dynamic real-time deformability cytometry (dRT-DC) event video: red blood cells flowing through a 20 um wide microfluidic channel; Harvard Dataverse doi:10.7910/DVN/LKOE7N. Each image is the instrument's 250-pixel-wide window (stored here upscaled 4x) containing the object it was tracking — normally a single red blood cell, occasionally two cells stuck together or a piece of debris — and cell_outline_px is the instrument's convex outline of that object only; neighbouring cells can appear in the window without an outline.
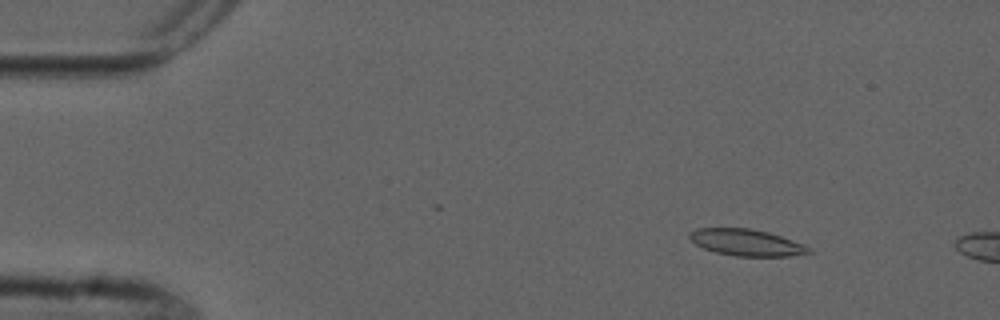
{"species": "common noctule bat (a hibernating species)", "species_latin": "Nyctalus noctula", "temperature_condition": "cold", "stored_images_in_passage": 4, "camera_frame_rate_fps": 3000, "um_per_image_px": 0.085, "animal": {"sex": "male", "forearm_length_mm": 52.5}, "frame": {"image": 1, "passage_image": 2, "time_ms": 2.0, "image_size_px": [1000, 320], "cell_outline_px": [[812, 252], [788, 256], [736, 256], [716, 252], [704, 248], [696, 244], [688, 236], [688, 232], [696, 228], [748, 228], [768, 232], [804, 244]], "centroid_in_image_um": [63.41, 20.6], "position_along_channel_um": 21.6, "area_um2": 18.26}}